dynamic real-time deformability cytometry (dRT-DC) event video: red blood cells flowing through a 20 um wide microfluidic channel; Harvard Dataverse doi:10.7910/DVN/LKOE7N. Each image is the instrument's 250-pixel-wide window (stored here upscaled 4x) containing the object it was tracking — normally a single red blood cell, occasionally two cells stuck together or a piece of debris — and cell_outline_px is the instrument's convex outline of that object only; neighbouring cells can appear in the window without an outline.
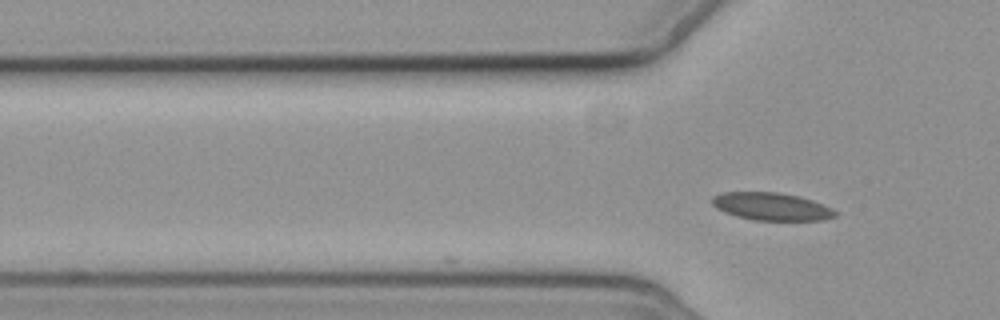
{"species": "common noctule bat (a hibernating species)", "species_latin": "Nyctalus noctula", "temperature_condition": "cold", "stored_images_in_passage": 3, "camera_frame_rate_fps": 3000, "um_per_image_px": 0.085, "animal": {"sex": "female", "body_mass_g": 19.3, "forearm_length_mm": 54.1}, "frame": {"image": 1, "passage_image": 3, "time_ms": 2.333, "image_size_px": [1000, 320], "cell_outline_px": [[840, 212], [836, 216], [824, 220], [752, 220], [736, 216], [724, 212], [716, 208], [712, 204], [712, 196], [724, 192], [776, 192], [800, 196], [824, 204]], "centroid_in_image_um": [65.61, 17.55], "position_along_channel_um": 60.2, "area_um2": 20.06}}